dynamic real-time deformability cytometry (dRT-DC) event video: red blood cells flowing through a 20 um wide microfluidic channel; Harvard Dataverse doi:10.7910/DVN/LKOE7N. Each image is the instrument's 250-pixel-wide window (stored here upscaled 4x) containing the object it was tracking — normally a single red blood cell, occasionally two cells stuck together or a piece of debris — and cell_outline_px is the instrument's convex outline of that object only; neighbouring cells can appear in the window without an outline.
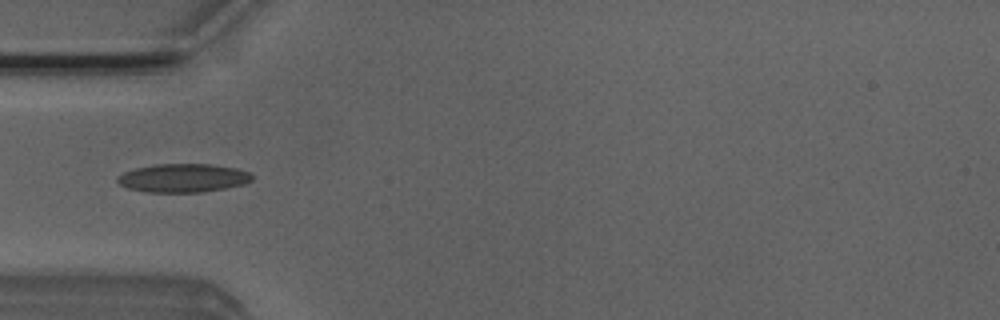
{"species": "Egyptian fruit bat (a non-hibernating species)", "species_latin": "Rousettus aegyptiacus", "temperature_condition": "room temperature", "stored_images_in_passage": 8, "camera_frame_rate_fps": 3000, "um_per_image_px": 0.085, "animal": {"sex": "male"}, "frame": {"image": 1, "passage_image": 4, "time_ms": 1.0, "image_size_px": [1000, 320], "cell_outline_px": [[252, 180], [244, 184], [224, 188], [200, 192], [148, 192], [128, 188], [120, 184], [116, 180], [116, 176], [124, 172], [136, 168], [156, 164], [208, 164], [236, 168], [248, 172], [252, 176]], "centroid_in_image_um": [15.53, 15.13], "position_along_channel_um": 69.5, "area_um2": 22.2}}
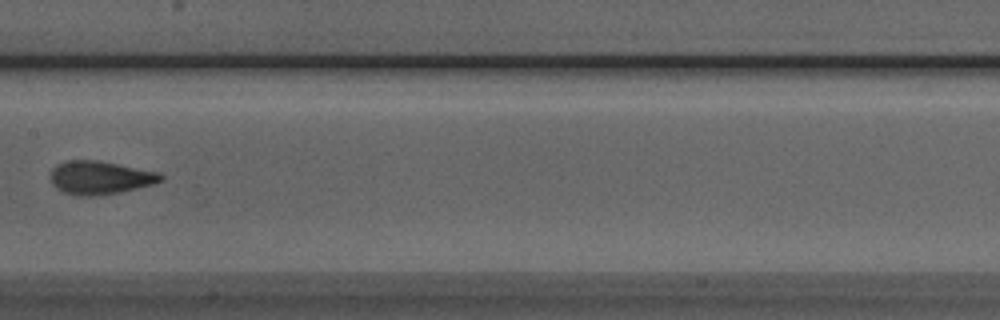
{"frame": {"image": 2, "passage_image": 7, "time_ms": 2.0, "image_size_px": [1000, 320], "cell_outline_px": [[164, 180], [152, 184], [120, 192], [92, 196], [76, 196], [64, 192], [56, 188], [52, 184], [52, 168], [56, 164], [68, 160], [96, 160], [160, 172], [164, 176]], "centroid_in_image_um": [8.51, 15.1], "position_along_channel_um": 198.9, "area_um2": 21.33}}
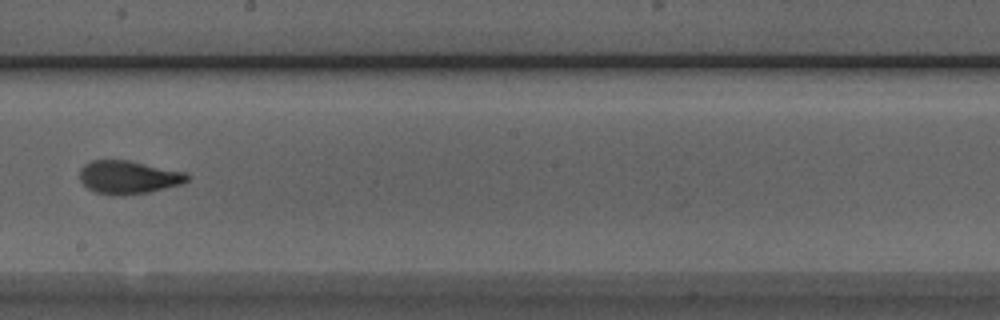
{"frame": {"image": 3, "passage_image": 8, "time_ms": 2.333, "image_size_px": [1000, 320], "cell_outline_px": [[188, 180], [180, 184], [148, 192], [124, 196], [116, 196], [96, 192], [88, 188], [80, 180], [80, 168], [84, 164], [92, 160], [128, 160], [184, 172], [188, 176]], "centroid_in_image_um": [10.87, 15.07], "position_along_channel_um": 237.3, "area_um2": 20.63}}